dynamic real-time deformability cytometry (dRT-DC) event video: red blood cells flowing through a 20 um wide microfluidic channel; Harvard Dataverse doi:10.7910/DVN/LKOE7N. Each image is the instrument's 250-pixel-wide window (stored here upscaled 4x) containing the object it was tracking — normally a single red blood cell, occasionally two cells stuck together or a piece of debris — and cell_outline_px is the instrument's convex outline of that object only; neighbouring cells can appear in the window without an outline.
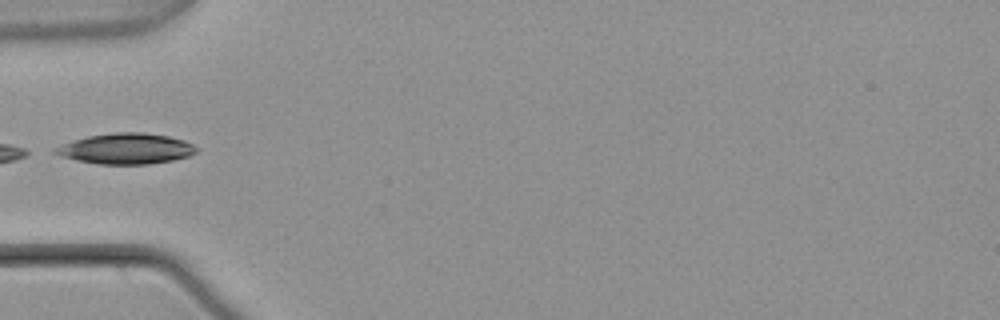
{"species": "common noctule bat (a hibernating species)", "species_latin": "Nyctalus noctula", "temperature_condition": "warm", "stored_images_in_passage": 4, "camera_frame_rate_fps": 3000, "um_per_image_px": 0.085, "animal": {"sex": "male", "body_mass_g": 21.5, "forearm_length_mm": 52.0}, "frame": {"image": 1, "passage_image": 4, "time_ms": 1.0, "image_size_px": [1000, 320], "cell_outline_px": [[200, 148], [196, 152], [188, 156], [172, 160], [148, 164], [100, 164], [76, 160], [60, 156], [52, 152], [52, 148], [60, 144], [88, 136], [112, 132], [144, 132], [168, 136], [184, 140]], "centroid_in_image_um": [10.69, 12.63], "position_along_channel_um": 74.3, "area_um2": 25.37}}